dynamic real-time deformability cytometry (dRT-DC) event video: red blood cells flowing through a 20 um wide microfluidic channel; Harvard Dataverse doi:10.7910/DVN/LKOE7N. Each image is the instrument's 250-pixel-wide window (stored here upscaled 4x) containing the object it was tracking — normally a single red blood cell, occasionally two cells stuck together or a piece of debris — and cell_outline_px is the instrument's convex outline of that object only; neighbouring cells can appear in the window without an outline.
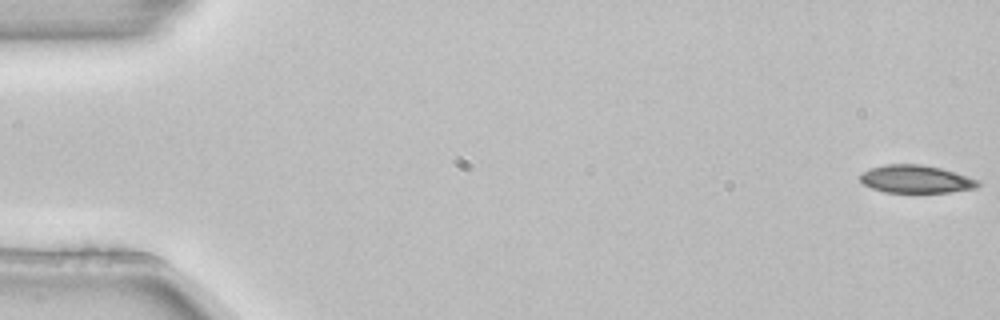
{"species": "common noctule bat (a hibernating species)", "species_latin": "Nyctalus noctula", "temperature_condition": "room temperature", "stored_images_in_passage": 3, "camera_frame_rate_fps": 3000, "um_per_image_px": 0.085, "animal": {"sex": "female", "body_mass_g": 22.7, "forearm_length_mm": 54.2}, "frame": {"image": 1, "passage_image": 1, "time_ms": 0.0, "image_size_px": [1000, 320], "cell_outline_px": [[980, 184], [976, 188], [952, 192], [884, 192], [872, 188], [864, 184], [860, 180], [860, 172], [884, 164], [920, 164], [940, 168], [956, 172], [980, 180]], "centroid_in_image_um": [77.87, 15.22], "position_along_channel_um": 7.1, "area_um2": 19.19}}